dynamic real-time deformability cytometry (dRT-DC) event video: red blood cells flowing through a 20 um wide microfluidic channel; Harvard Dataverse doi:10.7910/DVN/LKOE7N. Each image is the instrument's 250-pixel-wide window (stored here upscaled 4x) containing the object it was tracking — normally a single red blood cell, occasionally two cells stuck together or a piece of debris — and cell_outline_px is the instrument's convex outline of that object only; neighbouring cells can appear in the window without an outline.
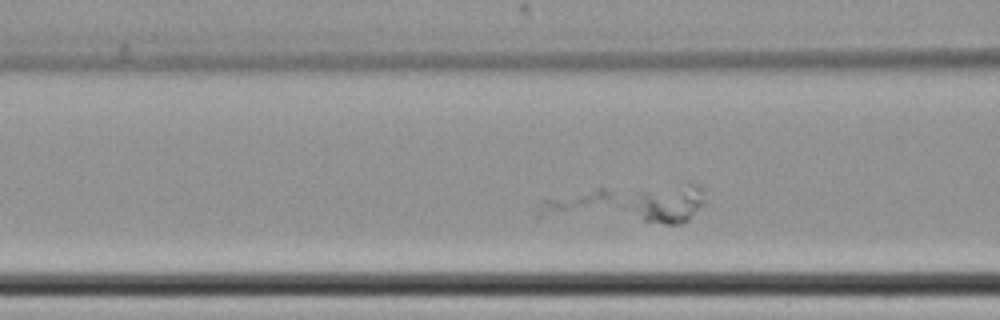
{"species": "common noctule bat (a hibernating species)", "species_latin": "Nyctalus noctula", "temperature_condition": "cold", "stored_images_in_passage": 41, "camera_frame_rate_fps": 3000, "um_per_image_px": 0.085, "animal": {"sex": "female", "body_mass_g": 22.7, "forearm_length_mm": 54.2}, "frame": {"image": 1, "passage_image": 12, "time_ms": 3.667, "image_size_px": [1000, 320], "cell_outline_px": [[620, 204], [536, 220], [536, 208], [544, 200], [600, 188], [604, 188]], "centroid_in_image_um": [48.89, 17.29], "position_along_channel_um": 117.7, "area_um2": 10.29}}
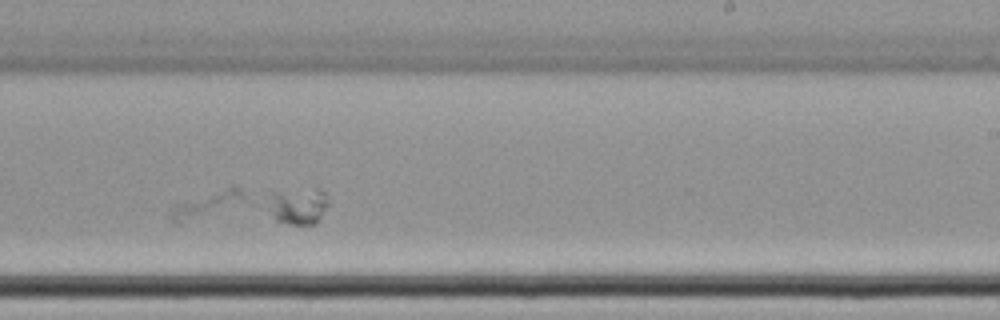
{"frame": {"image": 2, "passage_image": 26, "time_ms": 8.333, "image_size_px": [1000, 320], "cell_outline_px": [[328, 204], [316, 224], [288, 224], [276, 220], [272, 216], [272, 196], [276, 192], [312, 188], [320, 188], [324, 192], [328, 200]], "centroid_in_image_um": [25.44, 17.51], "position_along_channel_um": 263.6, "area_um2": 12.37}}
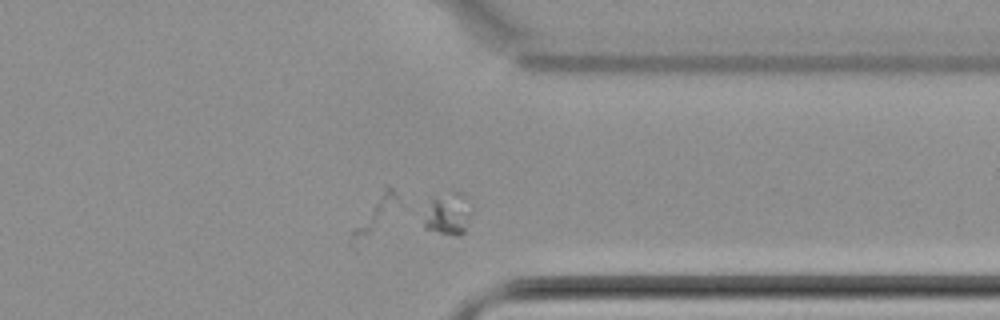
{"frame": {"image": 3, "passage_image": 36, "time_ms": 11.667, "image_size_px": [1000, 320], "cell_outline_px": [[472, 212], [464, 232], [456, 236], [424, 228], [424, 220], [432, 196], [452, 192], [460, 192], [464, 196], [472, 208]], "centroid_in_image_um": [38.1, 18.17], "position_along_channel_um": 373.3, "area_um2": 11.56}}